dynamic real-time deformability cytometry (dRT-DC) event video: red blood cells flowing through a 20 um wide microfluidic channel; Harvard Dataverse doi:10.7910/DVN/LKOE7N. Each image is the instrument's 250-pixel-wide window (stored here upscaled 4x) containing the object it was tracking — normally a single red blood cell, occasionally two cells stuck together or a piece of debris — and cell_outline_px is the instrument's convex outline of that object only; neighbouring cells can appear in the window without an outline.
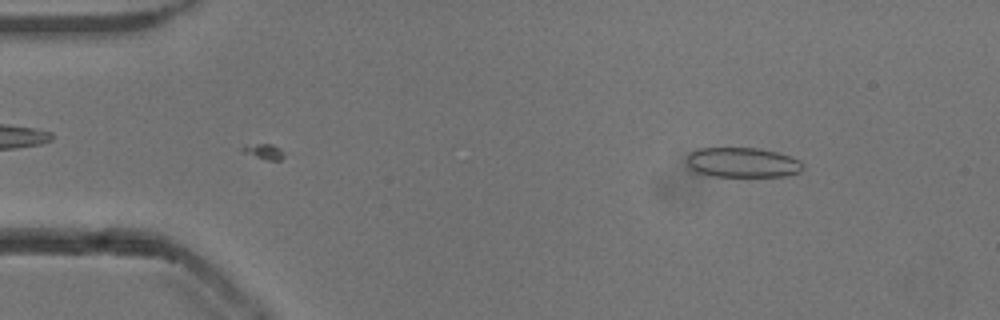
{"species": "common noctule bat (a hibernating species)", "species_latin": "Nyctalus noctula", "temperature_condition": "cold", "stored_images_in_passage": 39, "camera_frame_rate_fps": 3000, "um_per_image_px": 0.085, "animal": {"sex": "male", "body_mass_g": 13.3}, "frame": {"image": 1, "passage_image": 1, "time_ms": 0.0, "image_size_px": [1000, 320], "cell_outline_px": [[804, 168], [800, 172], [784, 176], [712, 176], [696, 172], [688, 168], [688, 152], [700, 148], [760, 148], [776, 152], [800, 160], [804, 164]], "centroid_in_image_um": [63.11, 13.81], "position_along_channel_um": 21.9, "area_um2": 20.29}}
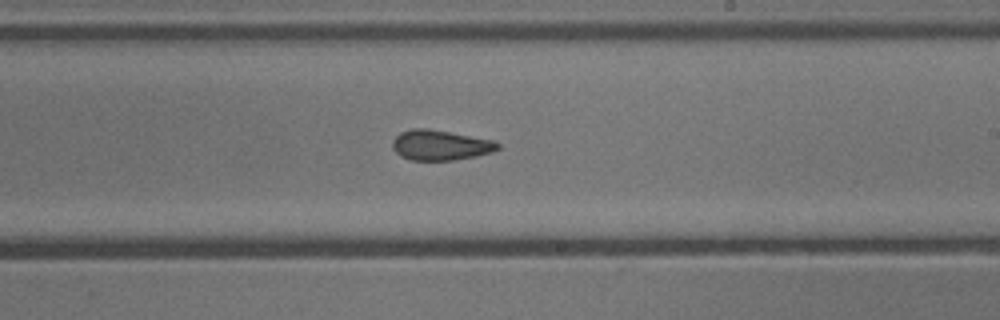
{"frame": {"image": 2, "passage_image": 25, "time_ms": 8.0, "image_size_px": [1000, 320], "cell_outline_px": [[500, 148], [492, 152], [476, 156], [452, 160], [412, 160], [400, 156], [392, 148], [392, 140], [400, 132], [412, 128], [428, 128], [492, 140], [500, 144]], "centroid_in_image_um": [37.4, 12.33], "position_along_channel_um": 251.6, "area_um2": 18.5}}
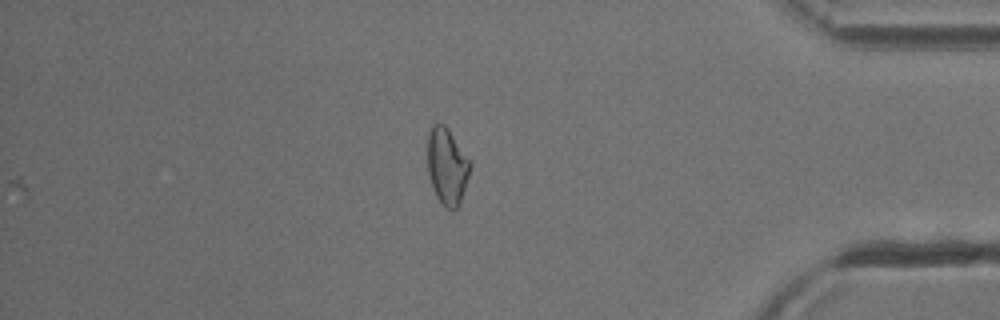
{"frame": {"image": 3, "passage_image": 39, "time_ms": 12.667, "image_size_px": [1000, 320], "cell_outline_px": [[472, 164], [460, 204], [456, 208], [448, 208], [436, 196], [432, 188], [428, 172], [428, 132], [432, 124], [444, 124], [448, 128]], "centroid_in_image_um": [38.0, 14.11], "position_along_channel_um": 397.2, "area_um2": 18.79}, "authors_computed_cell_mechanics": {"area_um2": 18.9006, "velocity_mm_per_s": 3.8624, "shape_relaxation_time_tau1_ms": 5.6387, "shape_relaxation_time_tau2_ms": 1.4661, "deformation_change_tau1": 0.1333, "deformation_change_tau2": 0.0903}}